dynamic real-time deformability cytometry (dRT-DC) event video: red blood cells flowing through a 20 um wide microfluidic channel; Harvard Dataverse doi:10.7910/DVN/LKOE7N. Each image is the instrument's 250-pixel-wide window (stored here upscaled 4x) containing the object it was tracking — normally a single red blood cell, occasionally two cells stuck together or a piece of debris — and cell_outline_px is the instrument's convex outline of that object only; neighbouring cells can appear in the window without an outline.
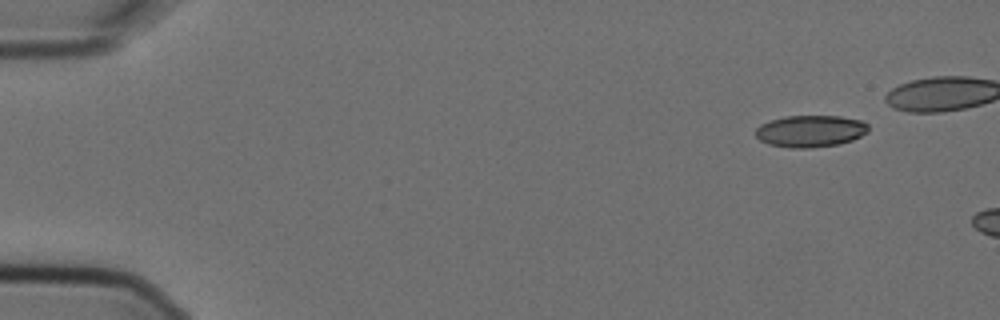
{"species": "Egyptian fruit bat (a non-hibernating species)", "species_latin": "Rousettus aegyptiacus", "temperature_condition": "cold", "stored_images_in_passage": 3, "camera_frame_rate_fps": 3000, "um_per_image_px": 0.085, "animal": {"sex": "female"}, "frame": {"image": 1, "passage_image": 1, "time_ms": 0.0, "image_size_px": [1000, 320], "cell_outline_px": [[868, 132], [852, 140], [840, 144], [812, 148], [792, 148], [768, 144], [760, 140], [756, 136], [756, 128], [760, 124], [768, 120], [784, 116], [840, 116], [860, 120], [868, 124]], "centroid_in_image_um": [68.87, 11.14], "position_along_channel_um": 16.1, "area_um2": 21.1}}